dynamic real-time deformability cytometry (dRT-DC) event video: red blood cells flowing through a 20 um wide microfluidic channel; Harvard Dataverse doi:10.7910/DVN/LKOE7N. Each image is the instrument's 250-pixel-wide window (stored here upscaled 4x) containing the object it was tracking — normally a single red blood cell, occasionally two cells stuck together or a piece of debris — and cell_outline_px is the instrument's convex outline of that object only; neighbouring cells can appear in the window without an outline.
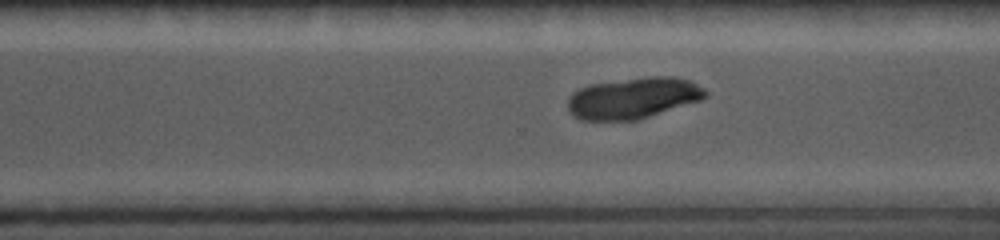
{"species": "common noctule bat (a hibernating species)", "species_latin": "Nyctalus noctula", "temperature_condition": "cold", "stored_images_in_passage": 41, "camera_frame_rate_fps": 5000, "um_per_image_px": 0.085, "animal": {"sex": "female", "body_mass_g": 19.0, "forearm_length_mm": 56.7}, "frame": {"image": 1, "passage_image": 29, "time_ms": 9.2, "image_size_px": [1000, 240], "cell_outline_px": [[708, 92], [700, 100], [636, 120], [580, 120], [572, 116], [568, 108], [568, 100], [580, 88], [592, 84], [648, 76], [672, 76], [688, 80], [704, 88]], "centroid_in_image_um": [53.81, 8.33], "position_along_channel_um": 316.8, "area_um2": 32.54}}
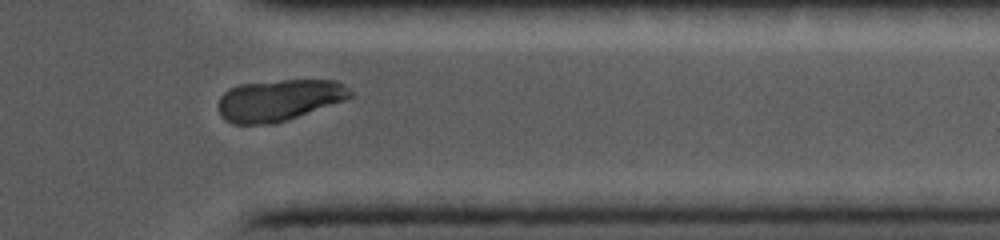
{"frame": {"image": 2, "passage_image": 34, "time_ms": 11.0, "image_size_px": [1000, 240], "cell_outline_px": [[356, 96], [276, 124], [232, 124], [224, 120], [220, 116], [220, 96], [228, 88], [240, 84], [280, 80], [336, 80], [344, 84]], "centroid_in_image_um": [23.73, 8.51], "position_along_channel_um": 387.7, "area_um2": 32.08}}
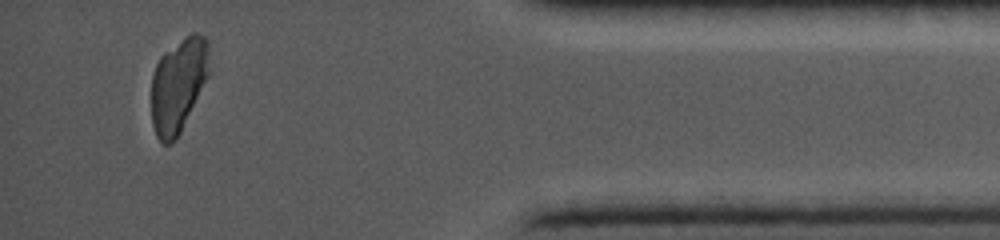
{"frame": {"image": 3, "passage_image": 41, "time_ms": 12.6, "image_size_px": [1000, 240], "cell_outline_px": [[208, 76], [176, 140], [168, 144], [160, 144], [156, 136], [152, 124], [152, 76], [156, 64], [160, 56], [164, 52], [192, 32], [196, 32], [204, 36], [208, 40]], "centroid_in_image_um": [15.14, 7.24], "position_along_channel_um": 420.1, "area_um2": 31.5}}